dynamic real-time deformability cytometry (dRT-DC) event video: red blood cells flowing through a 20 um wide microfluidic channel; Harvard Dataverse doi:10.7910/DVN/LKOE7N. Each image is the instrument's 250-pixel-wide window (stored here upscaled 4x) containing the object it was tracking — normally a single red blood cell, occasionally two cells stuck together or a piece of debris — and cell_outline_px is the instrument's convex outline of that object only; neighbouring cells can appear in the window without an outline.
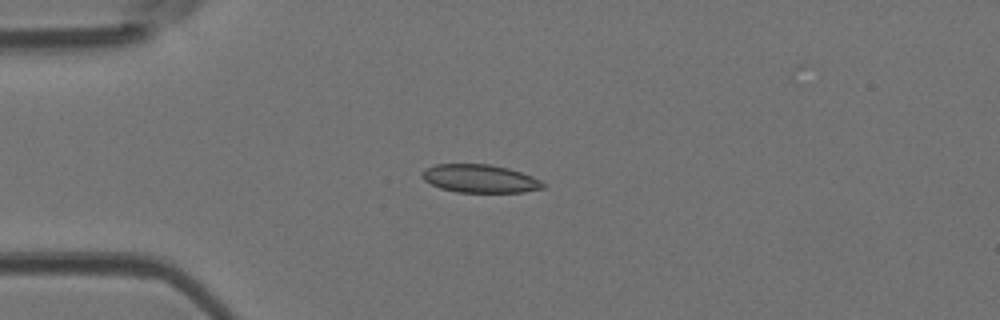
{"species": "Egyptian fruit bat (a non-hibernating species)", "species_latin": "Rousettus aegyptiacus", "temperature_condition": "room temperature", "stored_images_in_passage": 4, "camera_frame_rate_fps": 3000, "um_per_image_px": 0.085, "animal": {"sex": "female"}, "frame": {"image": 1, "passage_image": 3, "time_ms": 0.667, "image_size_px": [1000, 320], "cell_outline_px": [[544, 188], [524, 192], [456, 192], [440, 188], [424, 180], [420, 176], [420, 172], [424, 168], [436, 164], [488, 164], [508, 168], [532, 176], [540, 180], [544, 184]], "centroid_in_image_um": [40.75, 15.18], "position_along_channel_um": 44.3, "area_um2": 19.88}}